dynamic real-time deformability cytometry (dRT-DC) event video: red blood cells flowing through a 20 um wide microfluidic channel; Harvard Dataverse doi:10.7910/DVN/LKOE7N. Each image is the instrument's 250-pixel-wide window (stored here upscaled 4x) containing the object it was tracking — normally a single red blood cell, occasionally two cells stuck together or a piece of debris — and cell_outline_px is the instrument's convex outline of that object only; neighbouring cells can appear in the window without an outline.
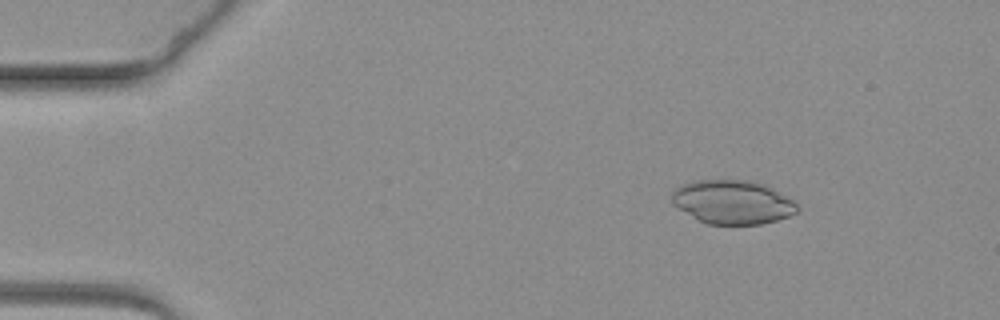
{"species": "common noctule bat (a hibernating species)", "species_latin": "Nyctalus noctula", "temperature_condition": "warm", "stored_images_in_passage": 62, "camera_frame_rate_fps": 3000, "um_per_image_px": 0.085, "animal": {"sex": "female", "body_mass_g": 19.3, "forearm_length_mm": 54.1}, "frame": {"image": 1, "passage_image": 9, "time_ms": 2.667, "image_size_px": [1000, 320], "cell_outline_px": [[800, 208], [796, 212], [788, 216], [776, 220], [760, 224], [708, 224], [700, 220], [672, 204], [672, 192], [676, 188], [692, 180], [752, 180], [764, 184], [772, 188], [792, 200]], "centroid_in_image_um": [62.27, 17.16], "position_along_channel_um": 22.7, "area_um2": 31.73}}